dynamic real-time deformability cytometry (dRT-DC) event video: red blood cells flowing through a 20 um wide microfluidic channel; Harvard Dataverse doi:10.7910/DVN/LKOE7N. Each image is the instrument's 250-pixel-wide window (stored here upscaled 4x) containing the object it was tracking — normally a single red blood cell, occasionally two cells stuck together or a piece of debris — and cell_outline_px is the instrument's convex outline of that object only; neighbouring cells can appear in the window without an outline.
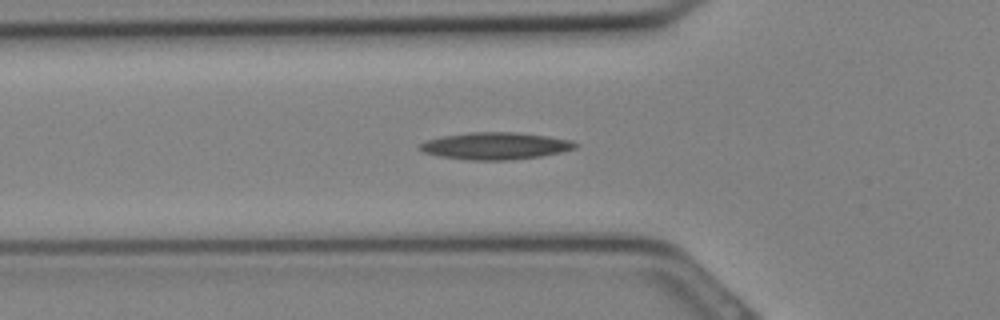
{"species": "Egyptian fruit bat (a non-hibernating species)", "species_latin": "Rousettus aegyptiacus", "temperature_condition": "cold", "stored_images_in_passage": 20, "camera_frame_rate_fps": 3000, "um_per_image_px": 0.085, "animal": {"sex": "female"}, "frame": {"image": 1, "passage_image": 8, "time_ms": 2.333, "image_size_px": [1000, 320], "cell_outline_px": [[580, 144], [576, 148], [560, 152], [540, 156], [508, 160], [468, 160], [440, 156], [424, 152], [416, 148], [420, 144], [428, 140], [440, 136], [472, 132], [516, 132], [548, 136], [572, 140]], "centroid_in_image_um": [42.12, 12.39], "position_along_channel_um": 83.7, "area_um2": 24.57}}
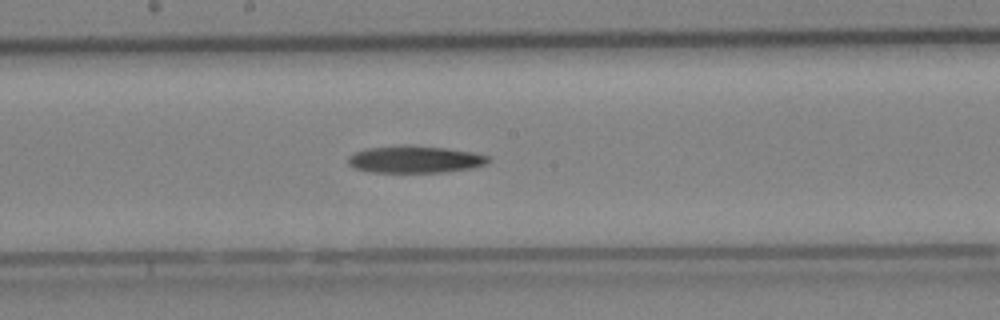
{"frame": {"image": 2, "passage_image": 14, "time_ms": 4.333, "image_size_px": [1000, 320], "cell_outline_px": [[492, 160], [484, 164], [472, 168], [440, 172], [372, 172], [356, 168], [348, 164], [348, 156], [356, 152], [368, 148], [400, 144], [408, 144], [448, 148], [476, 152], [488, 156]], "centroid_in_image_um": [35.3, 13.52], "position_along_channel_um": 212.9, "area_um2": 22.37}}
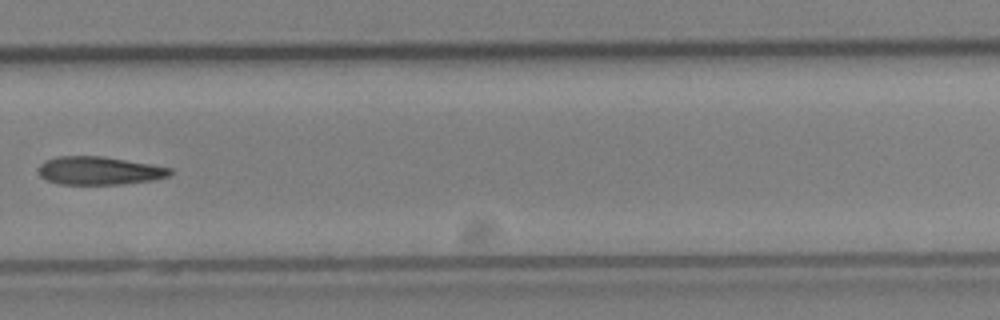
{"frame": {"image": 3, "passage_image": 19, "time_ms": 6.0, "image_size_px": [1000, 320], "cell_outline_px": [[172, 172], [168, 176], [152, 180], [120, 184], [60, 184], [48, 180], [40, 176], [40, 164], [44, 160], [56, 156], [104, 156], [152, 164], [172, 168]], "centroid_in_image_um": [8.44, 14.49], "position_along_channel_um": 321.4, "area_um2": 21.56}}